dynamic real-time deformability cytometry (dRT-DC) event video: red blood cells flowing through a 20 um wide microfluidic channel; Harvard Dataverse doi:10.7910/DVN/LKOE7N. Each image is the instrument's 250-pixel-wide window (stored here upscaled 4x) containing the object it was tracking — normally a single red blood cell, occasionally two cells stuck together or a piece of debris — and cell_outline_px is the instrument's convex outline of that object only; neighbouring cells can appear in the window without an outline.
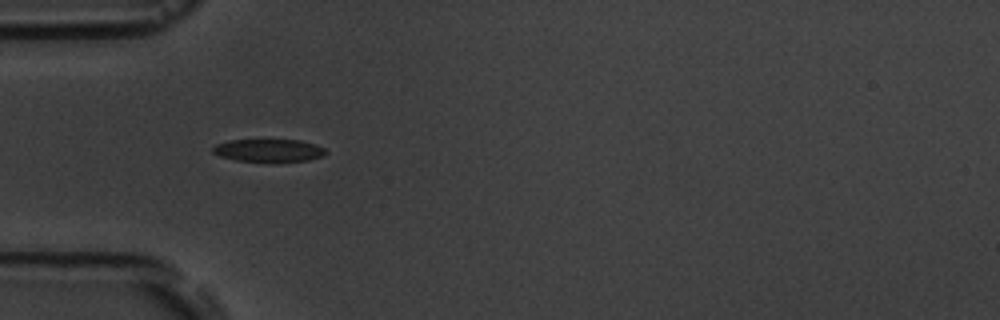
{"species": "common noctule bat (a hibernating species)", "species_latin": "Nyctalus noctula", "temperature_condition": "room temperature", "stored_images_in_passage": 3, "camera_frame_rate_fps": 3000, "um_per_image_px": 0.085, "animal": {"sex": "male", "body_mass_g": 19.5, "forearm_length_mm": 54.6}, "frame": {"image": 1, "passage_image": 2, "time_ms": 2.0, "image_size_px": [1000, 320], "cell_outline_px": [[328, 152], [324, 156], [308, 160], [272, 164], [236, 160], [220, 156], [212, 152], [212, 148], [216, 144], [232, 140], [300, 140], [324, 148]], "centroid_in_image_um": [22.86, 12.83], "position_along_channel_um": 62.1, "area_um2": 15.43}}
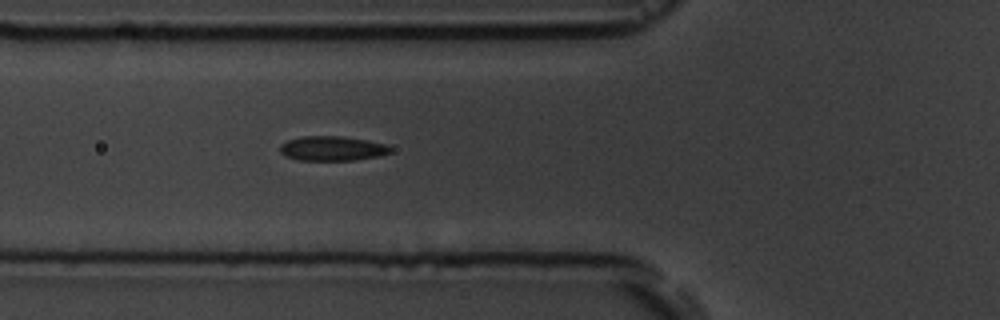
{"frame": {"image": 2, "passage_image": 3, "time_ms": 3.0, "image_size_px": [1000, 320], "cell_outline_px": [[392, 152], [380, 156], [352, 160], [300, 160], [284, 156], [280, 152], [280, 144], [288, 140], [300, 136], [344, 136], [368, 140], [388, 144], [392, 148]], "centroid_in_image_um": [28.27, 12.61], "position_along_channel_um": 97.5, "area_um2": 16.07}}